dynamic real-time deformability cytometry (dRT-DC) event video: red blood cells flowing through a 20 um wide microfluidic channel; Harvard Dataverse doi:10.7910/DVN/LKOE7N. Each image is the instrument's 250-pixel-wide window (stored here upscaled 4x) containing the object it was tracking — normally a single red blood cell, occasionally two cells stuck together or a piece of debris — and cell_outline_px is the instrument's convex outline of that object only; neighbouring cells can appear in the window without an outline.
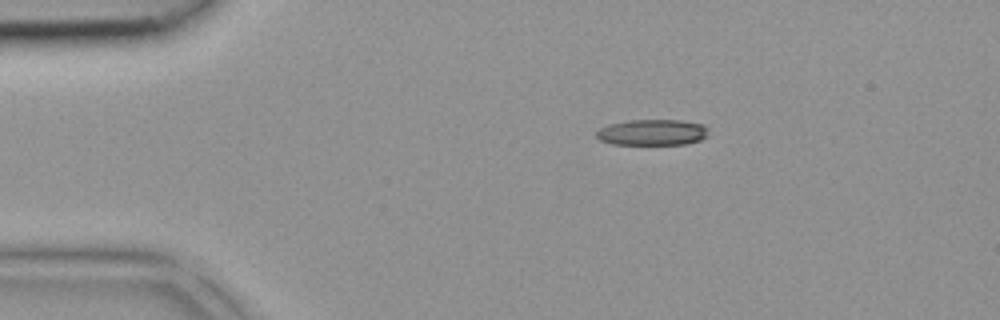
{"species": "common noctule bat (a hibernating species)", "species_latin": "Nyctalus noctula", "temperature_condition": "room temperature", "stored_images_in_passage": 34, "camera_frame_rate_fps": 3000, "um_per_image_px": 0.085, "animal": {"sex": "female", "body_mass_g": 18.4}, "frame": {"image": 1, "passage_image": 1, "time_ms": 0.0, "image_size_px": [1000, 320], "cell_outline_px": [[708, 136], [700, 140], [688, 144], [612, 144], [600, 140], [596, 136], [596, 132], [600, 128], [608, 124], [628, 120], [680, 120], [704, 124], [708, 128]], "centroid_in_image_um": [55.47, 11.25], "position_along_channel_um": 29.5, "area_um2": 17.11}}
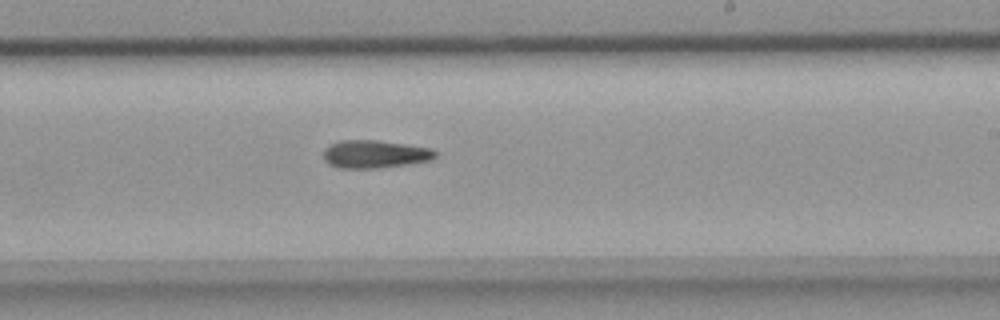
{"frame": {"image": 2, "passage_image": 18, "time_ms": 5.667, "image_size_px": [1000, 320], "cell_outline_px": [[436, 156], [432, 160], [376, 168], [340, 168], [328, 164], [324, 160], [324, 148], [340, 140], [376, 140], [432, 148], [436, 152]], "centroid_in_image_um": [31.84, 13.1], "position_along_channel_um": 257.2, "area_um2": 18.03}}
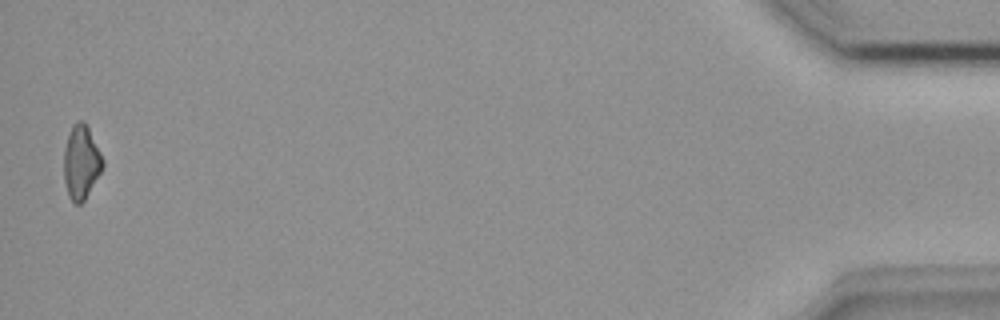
{"frame": {"image": 3, "passage_image": 34, "time_ms": 11.0, "image_size_px": [1000, 320], "cell_outline_px": [[104, 164], [100, 172], [84, 200], [80, 204], [76, 204], [68, 196], [64, 180], [64, 148], [72, 124], [76, 120], [84, 120], [104, 160]], "centroid_in_image_um": [6.88, 13.76], "position_along_channel_um": 428.3, "area_um2": 16.53}}